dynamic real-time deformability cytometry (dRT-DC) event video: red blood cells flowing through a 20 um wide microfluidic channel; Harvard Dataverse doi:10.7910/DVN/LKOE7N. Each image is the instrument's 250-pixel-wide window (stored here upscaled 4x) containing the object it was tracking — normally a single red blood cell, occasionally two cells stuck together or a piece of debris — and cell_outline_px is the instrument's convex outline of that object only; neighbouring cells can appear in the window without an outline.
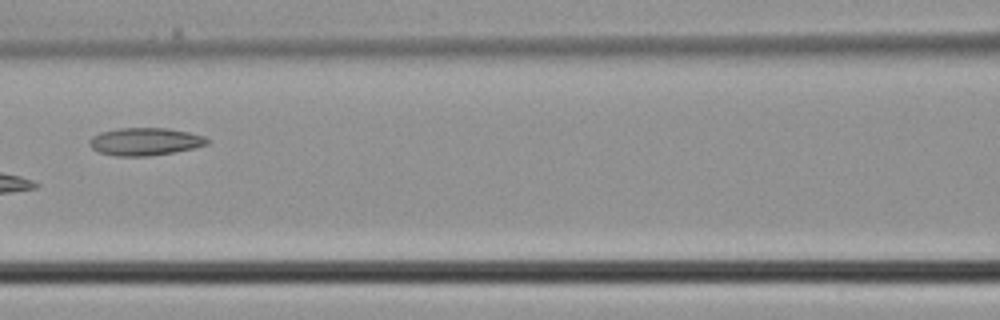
{"species": "common noctule bat (a hibernating species)", "species_latin": "Nyctalus noctula", "temperature_condition": "cold", "stored_images_in_passage": 5, "camera_frame_rate_fps": 3000, "um_per_image_px": 0.085, "animal": {"sex": "male", "body_mass_g": 21.5, "forearm_length_mm": 52.0}, "frame": {"image": 1, "passage_image": 5, "time_ms": 1.333, "image_size_px": [1000, 320], "cell_outline_px": [[208, 144], [192, 148], [172, 152], [148, 156], [112, 156], [100, 152], [92, 148], [88, 144], [88, 140], [92, 136], [100, 132], [120, 128], [168, 128], [188, 132], [204, 136], [208, 140]], "centroid_in_image_um": [12.28, 12.03], "position_along_channel_um": 154.3, "area_um2": 18.9}}